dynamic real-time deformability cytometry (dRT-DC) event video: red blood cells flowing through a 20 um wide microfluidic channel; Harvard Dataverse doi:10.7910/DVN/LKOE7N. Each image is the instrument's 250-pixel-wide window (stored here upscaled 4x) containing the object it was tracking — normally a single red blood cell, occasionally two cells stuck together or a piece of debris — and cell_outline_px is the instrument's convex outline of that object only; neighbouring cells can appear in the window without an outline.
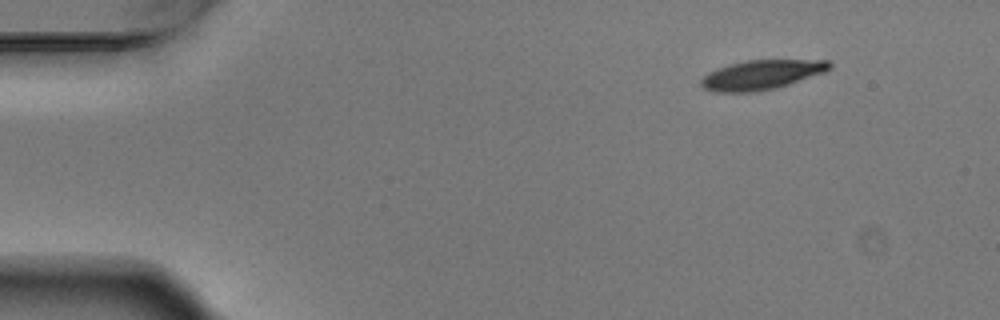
{"species": "Egyptian fruit bat (a non-hibernating species)", "species_latin": "Rousettus aegyptiacus", "temperature_condition": "warm", "stored_images_in_passage": 6, "segment_of_instrument_passage": [2, 2], "camera_frame_rate_fps": 3000, "um_per_image_px": 0.085, "animal": {"sex": "male"}, "frame": {"image": 1, "passage_image": 6, "time_ms": 1.667, "image_size_px": [1000, 320], "cell_outline_px": [[832, 68], [824, 72], [776, 88], [752, 92], [716, 92], [704, 88], [700, 84], [700, 80], [708, 72], [716, 68], [728, 64], [748, 60], [828, 60], [832, 64]], "centroid_in_image_um": [64.71, 6.35], "position_along_channel_um": 20.3, "area_um2": 22.02}}